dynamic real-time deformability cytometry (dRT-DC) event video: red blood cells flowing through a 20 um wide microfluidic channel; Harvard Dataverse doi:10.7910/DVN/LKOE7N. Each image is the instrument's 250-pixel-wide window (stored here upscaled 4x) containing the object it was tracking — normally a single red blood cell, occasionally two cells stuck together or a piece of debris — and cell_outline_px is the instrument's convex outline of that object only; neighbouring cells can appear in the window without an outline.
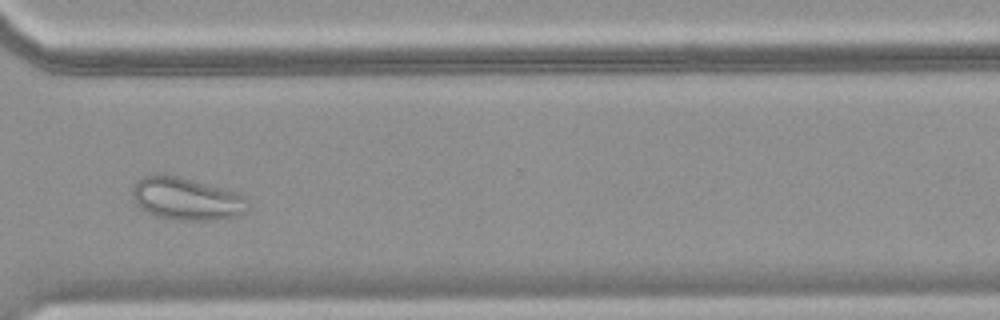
{"species": "common noctule bat (a hibernating species)", "species_latin": "Nyctalus noctula", "temperature_condition": "warm", "stored_images_in_passage": 39, "camera_frame_rate_fps": 3000, "um_per_image_px": 0.085, "animal": {"sex": "female", "body_mass_g": 18.4}, "frame": {"image": 1, "passage_image": 27, "time_ms": 8.667, "image_size_px": [1000, 320], "cell_outline_px": [[248, 212], [236, 216], [216, 220], [176, 220], [156, 216], [140, 208], [136, 204], [132, 196], [132, 188], [136, 180], [144, 176], [156, 172], [160, 172], [180, 176], [224, 188], [244, 196], [248, 208]], "centroid_in_image_um": [15.81, 16.87], "position_along_channel_um": 354.8, "area_um2": 29.13}}
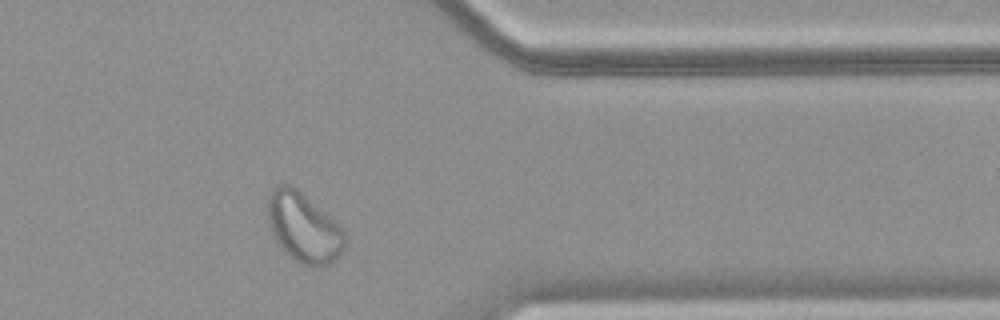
{"frame": {"image": 2, "passage_image": 30, "time_ms": 9.667, "image_size_px": [1000, 320], "cell_outline_px": [[344, 248], [340, 256], [336, 260], [320, 268], [304, 264], [296, 260], [284, 252], [276, 240], [272, 232], [268, 220], [268, 196], [280, 184], [288, 184], [296, 188], [332, 220], [344, 232]], "centroid_in_image_um": [25.8, 19.39], "position_along_channel_um": 385.6, "area_um2": 30.4}}
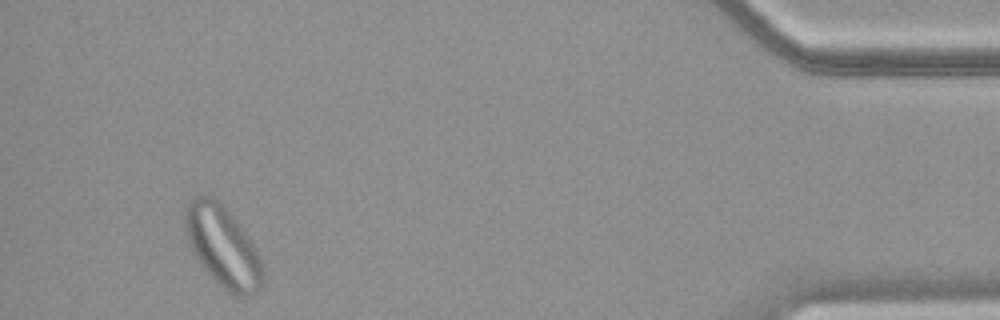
{"frame": {"image": 3, "passage_image": 36, "time_ms": 11.667, "image_size_px": [1000, 320], "cell_outline_px": [[264, 276], [256, 292], [244, 296], [240, 296], [224, 288], [208, 272], [196, 256], [188, 240], [184, 220], [184, 212], [188, 200], [192, 196], [204, 196], [216, 200], [224, 208], [244, 232], [252, 244], [260, 260], [264, 272]], "centroid_in_image_um": [18.91, 20.94], "position_along_channel_um": 416.3, "area_um2": 35.03}}